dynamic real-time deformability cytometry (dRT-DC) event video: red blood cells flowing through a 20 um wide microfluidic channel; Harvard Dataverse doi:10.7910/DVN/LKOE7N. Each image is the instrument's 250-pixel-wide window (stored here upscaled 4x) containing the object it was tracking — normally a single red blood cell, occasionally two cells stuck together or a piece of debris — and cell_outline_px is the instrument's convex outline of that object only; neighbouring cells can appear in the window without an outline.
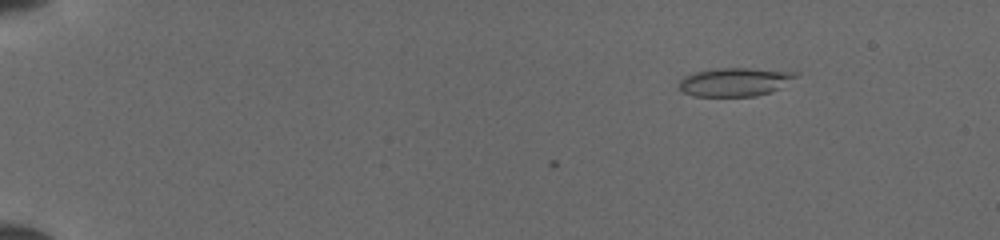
{"species": "common noctule bat (a hibernating species)", "species_latin": "Nyctalus noctula", "temperature_condition": "cold", "stored_images_in_passage": 7, "camera_frame_rate_fps": 3000, "um_per_image_px": 0.085, "animal": {"sex": "female", "body_mass_g": 19.5, "forearm_length_mm": 54.1}, "frame": {"image": 1, "passage_image": 2, "time_ms": 0.333, "image_size_px": [1000, 240], "cell_outline_px": [[800, 72], [796, 76], [780, 88], [772, 92], [756, 96], [692, 96], [684, 92], [680, 88], [680, 80], [684, 76], [696, 72], [716, 68], [748, 68]], "centroid_in_image_um": [62.47, 6.96], "position_along_channel_um": 22.5, "area_um2": 19.31}}